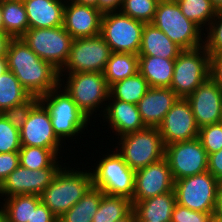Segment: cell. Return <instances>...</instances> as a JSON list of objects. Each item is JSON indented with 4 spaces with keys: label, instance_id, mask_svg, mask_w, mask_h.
Here are the masks:
<instances>
[{
    "label": "cell",
    "instance_id": "f1b7e54d",
    "mask_svg": "<svg viewBox=\"0 0 222 222\" xmlns=\"http://www.w3.org/2000/svg\"><path fill=\"white\" fill-rule=\"evenodd\" d=\"M149 88L150 86L146 79L137 72L135 75L111 85L109 89V98L137 105Z\"/></svg>",
    "mask_w": 222,
    "mask_h": 222
},
{
    "label": "cell",
    "instance_id": "f6af8a7d",
    "mask_svg": "<svg viewBox=\"0 0 222 222\" xmlns=\"http://www.w3.org/2000/svg\"><path fill=\"white\" fill-rule=\"evenodd\" d=\"M122 0H98V10L102 13L120 10Z\"/></svg>",
    "mask_w": 222,
    "mask_h": 222
},
{
    "label": "cell",
    "instance_id": "e0dca14e",
    "mask_svg": "<svg viewBox=\"0 0 222 222\" xmlns=\"http://www.w3.org/2000/svg\"><path fill=\"white\" fill-rule=\"evenodd\" d=\"M21 146H37L59 149L61 140L56 136L51 117L45 106L38 101L30 110L27 121L20 129Z\"/></svg>",
    "mask_w": 222,
    "mask_h": 222
},
{
    "label": "cell",
    "instance_id": "681fc988",
    "mask_svg": "<svg viewBox=\"0 0 222 222\" xmlns=\"http://www.w3.org/2000/svg\"><path fill=\"white\" fill-rule=\"evenodd\" d=\"M8 70V63L6 56H0V75Z\"/></svg>",
    "mask_w": 222,
    "mask_h": 222
},
{
    "label": "cell",
    "instance_id": "603a6c76",
    "mask_svg": "<svg viewBox=\"0 0 222 222\" xmlns=\"http://www.w3.org/2000/svg\"><path fill=\"white\" fill-rule=\"evenodd\" d=\"M182 49L152 23H145L138 56L176 59Z\"/></svg>",
    "mask_w": 222,
    "mask_h": 222
},
{
    "label": "cell",
    "instance_id": "4fadbf2b",
    "mask_svg": "<svg viewBox=\"0 0 222 222\" xmlns=\"http://www.w3.org/2000/svg\"><path fill=\"white\" fill-rule=\"evenodd\" d=\"M164 157L174 181L208 171V155L199 138L166 145Z\"/></svg>",
    "mask_w": 222,
    "mask_h": 222
},
{
    "label": "cell",
    "instance_id": "7402d4cb",
    "mask_svg": "<svg viewBox=\"0 0 222 222\" xmlns=\"http://www.w3.org/2000/svg\"><path fill=\"white\" fill-rule=\"evenodd\" d=\"M108 100L113 102H110L103 110L105 113L103 116L106 118V121H109L108 123L116 131V134L118 132V136L136 132L146 127L136 104L113 98H108Z\"/></svg>",
    "mask_w": 222,
    "mask_h": 222
},
{
    "label": "cell",
    "instance_id": "d6986e66",
    "mask_svg": "<svg viewBox=\"0 0 222 222\" xmlns=\"http://www.w3.org/2000/svg\"><path fill=\"white\" fill-rule=\"evenodd\" d=\"M63 28L73 39L97 36L101 32L103 13L96 7L66 0Z\"/></svg>",
    "mask_w": 222,
    "mask_h": 222
},
{
    "label": "cell",
    "instance_id": "c3c4849f",
    "mask_svg": "<svg viewBox=\"0 0 222 222\" xmlns=\"http://www.w3.org/2000/svg\"><path fill=\"white\" fill-rule=\"evenodd\" d=\"M69 1H72L77 4H81V5L93 6L98 9V0H69Z\"/></svg>",
    "mask_w": 222,
    "mask_h": 222
},
{
    "label": "cell",
    "instance_id": "f5cc1de1",
    "mask_svg": "<svg viewBox=\"0 0 222 222\" xmlns=\"http://www.w3.org/2000/svg\"><path fill=\"white\" fill-rule=\"evenodd\" d=\"M0 30L4 31L3 28V14H2V5L0 3Z\"/></svg>",
    "mask_w": 222,
    "mask_h": 222
},
{
    "label": "cell",
    "instance_id": "7c38bea8",
    "mask_svg": "<svg viewBox=\"0 0 222 222\" xmlns=\"http://www.w3.org/2000/svg\"><path fill=\"white\" fill-rule=\"evenodd\" d=\"M66 75L69 77L63 89L76 102L78 108L90 118L95 109L101 108L99 106L109 98L110 87L103 73L76 72Z\"/></svg>",
    "mask_w": 222,
    "mask_h": 222
},
{
    "label": "cell",
    "instance_id": "9c48e42d",
    "mask_svg": "<svg viewBox=\"0 0 222 222\" xmlns=\"http://www.w3.org/2000/svg\"><path fill=\"white\" fill-rule=\"evenodd\" d=\"M21 38L39 58L58 71L64 68L74 40L63 26L28 29Z\"/></svg>",
    "mask_w": 222,
    "mask_h": 222
},
{
    "label": "cell",
    "instance_id": "f35d334b",
    "mask_svg": "<svg viewBox=\"0 0 222 222\" xmlns=\"http://www.w3.org/2000/svg\"><path fill=\"white\" fill-rule=\"evenodd\" d=\"M39 101V97L31 96L27 101L6 109L3 116L17 129H21L27 121L31 108Z\"/></svg>",
    "mask_w": 222,
    "mask_h": 222
},
{
    "label": "cell",
    "instance_id": "db71d44e",
    "mask_svg": "<svg viewBox=\"0 0 222 222\" xmlns=\"http://www.w3.org/2000/svg\"><path fill=\"white\" fill-rule=\"evenodd\" d=\"M0 222H5V220H4V207L0 208Z\"/></svg>",
    "mask_w": 222,
    "mask_h": 222
},
{
    "label": "cell",
    "instance_id": "11a10c76",
    "mask_svg": "<svg viewBox=\"0 0 222 222\" xmlns=\"http://www.w3.org/2000/svg\"><path fill=\"white\" fill-rule=\"evenodd\" d=\"M136 222H152L150 220H136Z\"/></svg>",
    "mask_w": 222,
    "mask_h": 222
},
{
    "label": "cell",
    "instance_id": "2e32d148",
    "mask_svg": "<svg viewBox=\"0 0 222 222\" xmlns=\"http://www.w3.org/2000/svg\"><path fill=\"white\" fill-rule=\"evenodd\" d=\"M60 168H43L30 170L19 165L0 186L1 196L38 195L50 185Z\"/></svg>",
    "mask_w": 222,
    "mask_h": 222
},
{
    "label": "cell",
    "instance_id": "4dcf8cb0",
    "mask_svg": "<svg viewBox=\"0 0 222 222\" xmlns=\"http://www.w3.org/2000/svg\"><path fill=\"white\" fill-rule=\"evenodd\" d=\"M133 210L132 201L123 196H112L102 192L101 202L92 222H116Z\"/></svg>",
    "mask_w": 222,
    "mask_h": 222
},
{
    "label": "cell",
    "instance_id": "9f6ffc18",
    "mask_svg": "<svg viewBox=\"0 0 222 222\" xmlns=\"http://www.w3.org/2000/svg\"><path fill=\"white\" fill-rule=\"evenodd\" d=\"M212 222H222V221H220V220H214V219H213V221H212Z\"/></svg>",
    "mask_w": 222,
    "mask_h": 222
},
{
    "label": "cell",
    "instance_id": "ffe728a7",
    "mask_svg": "<svg viewBox=\"0 0 222 222\" xmlns=\"http://www.w3.org/2000/svg\"><path fill=\"white\" fill-rule=\"evenodd\" d=\"M178 98L171 88L150 87L137 103L144 125L158 128Z\"/></svg>",
    "mask_w": 222,
    "mask_h": 222
},
{
    "label": "cell",
    "instance_id": "5b68a950",
    "mask_svg": "<svg viewBox=\"0 0 222 222\" xmlns=\"http://www.w3.org/2000/svg\"><path fill=\"white\" fill-rule=\"evenodd\" d=\"M119 141L121 147L116 151L135 171L164 158L165 146L157 127L124 134Z\"/></svg>",
    "mask_w": 222,
    "mask_h": 222
},
{
    "label": "cell",
    "instance_id": "8fae6325",
    "mask_svg": "<svg viewBox=\"0 0 222 222\" xmlns=\"http://www.w3.org/2000/svg\"><path fill=\"white\" fill-rule=\"evenodd\" d=\"M112 54L110 46L99 34L93 37L74 39L68 59L59 71L60 83L62 72H97L103 73L107 61ZM62 74V75H61Z\"/></svg>",
    "mask_w": 222,
    "mask_h": 222
},
{
    "label": "cell",
    "instance_id": "ab89813d",
    "mask_svg": "<svg viewBox=\"0 0 222 222\" xmlns=\"http://www.w3.org/2000/svg\"><path fill=\"white\" fill-rule=\"evenodd\" d=\"M214 213L191 210L176 203L172 212L171 222H212Z\"/></svg>",
    "mask_w": 222,
    "mask_h": 222
},
{
    "label": "cell",
    "instance_id": "cb8c5ba5",
    "mask_svg": "<svg viewBox=\"0 0 222 222\" xmlns=\"http://www.w3.org/2000/svg\"><path fill=\"white\" fill-rule=\"evenodd\" d=\"M175 205L176 195L172 190L171 192L136 202L133 205V210L136 214V220L171 222Z\"/></svg>",
    "mask_w": 222,
    "mask_h": 222
},
{
    "label": "cell",
    "instance_id": "9a60e30c",
    "mask_svg": "<svg viewBox=\"0 0 222 222\" xmlns=\"http://www.w3.org/2000/svg\"><path fill=\"white\" fill-rule=\"evenodd\" d=\"M174 190V179L164 158L135 171L132 205Z\"/></svg>",
    "mask_w": 222,
    "mask_h": 222
},
{
    "label": "cell",
    "instance_id": "ac0fdd59",
    "mask_svg": "<svg viewBox=\"0 0 222 222\" xmlns=\"http://www.w3.org/2000/svg\"><path fill=\"white\" fill-rule=\"evenodd\" d=\"M193 111L195 122L201 127L220 123L222 112V89L209 77L186 97Z\"/></svg>",
    "mask_w": 222,
    "mask_h": 222
},
{
    "label": "cell",
    "instance_id": "f907efd6",
    "mask_svg": "<svg viewBox=\"0 0 222 222\" xmlns=\"http://www.w3.org/2000/svg\"><path fill=\"white\" fill-rule=\"evenodd\" d=\"M116 222H136L135 211L132 210L127 216L123 217L122 219H120Z\"/></svg>",
    "mask_w": 222,
    "mask_h": 222
},
{
    "label": "cell",
    "instance_id": "ee69618b",
    "mask_svg": "<svg viewBox=\"0 0 222 222\" xmlns=\"http://www.w3.org/2000/svg\"><path fill=\"white\" fill-rule=\"evenodd\" d=\"M210 77L222 89V53L210 55Z\"/></svg>",
    "mask_w": 222,
    "mask_h": 222
},
{
    "label": "cell",
    "instance_id": "bcb514c9",
    "mask_svg": "<svg viewBox=\"0 0 222 222\" xmlns=\"http://www.w3.org/2000/svg\"><path fill=\"white\" fill-rule=\"evenodd\" d=\"M214 220L222 221V181L219 183L217 192V204L214 213Z\"/></svg>",
    "mask_w": 222,
    "mask_h": 222
},
{
    "label": "cell",
    "instance_id": "83f0119b",
    "mask_svg": "<svg viewBox=\"0 0 222 222\" xmlns=\"http://www.w3.org/2000/svg\"><path fill=\"white\" fill-rule=\"evenodd\" d=\"M101 198L102 191L92 186L72 208L58 218V222H92Z\"/></svg>",
    "mask_w": 222,
    "mask_h": 222
},
{
    "label": "cell",
    "instance_id": "277c9868",
    "mask_svg": "<svg viewBox=\"0 0 222 222\" xmlns=\"http://www.w3.org/2000/svg\"><path fill=\"white\" fill-rule=\"evenodd\" d=\"M61 87L62 83L47 94L40 96L39 101L50 114L54 133L60 140H63V138L74 137L82 132L87 127L90 118L78 108L65 89H63L64 92L61 90Z\"/></svg>",
    "mask_w": 222,
    "mask_h": 222
},
{
    "label": "cell",
    "instance_id": "836d02e7",
    "mask_svg": "<svg viewBox=\"0 0 222 222\" xmlns=\"http://www.w3.org/2000/svg\"><path fill=\"white\" fill-rule=\"evenodd\" d=\"M177 3L182 14L200 28L208 21V25H210L217 12L210 0H180Z\"/></svg>",
    "mask_w": 222,
    "mask_h": 222
},
{
    "label": "cell",
    "instance_id": "d4e9b609",
    "mask_svg": "<svg viewBox=\"0 0 222 222\" xmlns=\"http://www.w3.org/2000/svg\"><path fill=\"white\" fill-rule=\"evenodd\" d=\"M175 59L155 56H139V73L150 87L170 88Z\"/></svg>",
    "mask_w": 222,
    "mask_h": 222
},
{
    "label": "cell",
    "instance_id": "8992f818",
    "mask_svg": "<svg viewBox=\"0 0 222 222\" xmlns=\"http://www.w3.org/2000/svg\"><path fill=\"white\" fill-rule=\"evenodd\" d=\"M209 77L210 54L205 46L182 50L175 59L170 88L179 98H186Z\"/></svg>",
    "mask_w": 222,
    "mask_h": 222
},
{
    "label": "cell",
    "instance_id": "7bdbcfd3",
    "mask_svg": "<svg viewBox=\"0 0 222 222\" xmlns=\"http://www.w3.org/2000/svg\"><path fill=\"white\" fill-rule=\"evenodd\" d=\"M208 172H210L219 182L222 181V149L216 153L208 155Z\"/></svg>",
    "mask_w": 222,
    "mask_h": 222
},
{
    "label": "cell",
    "instance_id": "b9f144b4",
    "mask_svg": "<svg viewBox=\"0 0 222 222\" xmlns=\"http://www.w3.org/2000/svg\"><path fill=\"white\" fill-rule=\"evenodd\" d=\"M31 222H58L51 210L42 202L32 211Z\"/></svg>",
    "mask_w": 222,
    "mask_h": 222
},
{
    "label": "cell",
    "instance_id": "1f68e13d",
    "mask_svg": "<svg viewBox=\"0 0 222 222\" xmlns=\"http://www.w3.org/2000/svg\"><path fill=\"white\" fill-rule=\"evenodd\" d=\"M59 149H48L37 146H21L19 150L20 165L30 170L43 168H60L57 161ZM57 161V162H56ZM58 163V164H57Z\"/></svg>",
    "mask_w": 222,
    "mask_h": 222
},
{
    "label": "cell",
    "instance_id": "816d5d0a",
    "mask_svg": "<svg viewBox=\"0 0 222 222\" xmlns=\"http://www.w3.org/2000/svg\"><path fill=\"white\" fill-rule=\"evenodd\" d=\"M216 11L222 10V0H210Z\"/></svg>",
    "mask_w": 222,
    "mask_h": 222
},
{
    "label": "cell",
    "instance_id": "484cf974",
    "mask_svg": "<svg viewBox=\"0 0 222 222\" xmlns=\"http://www.w3.org/2000/svg\"><path fill=\"white\" fill-rule=\"evenodd\" d=\"M139 66V56L133 53L112 52L103 71L110 87L114 83L135 75Z\"/></svg>",
    "mask_w": 222,
    "mask_h": 222
},
{
    "label": "cell",
    "instance_id": "5bb4252c",
    "mask_svg": "<svg viewBox=\"0 0 222 222\" xmlns=\"http://www.w3.org/2000/svg\"><path fill=\"white\" fill-rule=\"evenodd\" d=\"M158 130L164 146L198 138L199 128L186 98L176 100L158 126Z\"/></svg>",
    "mask_w": 222,
    "mask_h": 222
},
{
    "label": "cell",
    "instance_id": "f546056e",
    "mask_svg": "<svg viewBox=\"0 0 222 222\" xmlns=\"http://www.w3.org/2000/svg\"><path fill=\"white\" fill-rule=\"evenodd\" d=\"M4 201L5 222H31L32 211L41 203V198L38 195H15Z\"/></svg>",
    "mask_w": 222,
    "mask_h": 222
},
{
    "label": "cell",
    "instance_id": "74e56055",
    "mask_svg": "<svg viewBox=\"0 0 222 222\" xmlns=\"http://www.w3.org/2000/svg\"><path fill=\"white\" fill-rule=\"evenodd\" d=\"M207 32V40L203 44L206 51L210 55L222 53V10L216 12Z\"/></svg>",
    "mask_w": 222,
    "mask_h": 222
},
{
    "label": "cell",
    "instance_id": "3957f363",
    "mask_svg": "<svg viewBox=\"0 0 222 222\" xmlns=\"http://www.w3.org/2000/svg\"><path fill=\"white\" fill-rule=\"evenodd\" d=\"M151 23L182 50L195 49L204 44L202 29L182 14L177 2L160 0Z\"/></svg>",
    "mask_w": 222,
    "mask_h": 222
},
{
    "label": "cell",
    "instance_id": "ba28073f",
    "mask_svg": "<svg viewBox=\"0 0 222 222\" xmlns=\"http://www.w3.org/2000/svg\"><path fill=\"white\" fill-rule=\"evenodd\" d=\"M144 22L135 20L120 11L103 13L100 35L112 52L138 55Z\"/></svg>",
    "mask_w": 222,
    "mask_h": 222
},
{
    "label": "cell",
    "instance_id": "44dd1931",
    "mask_svg": "<svg viewBox=\"0 0 222 222\" xmlns=\"http://www.w3.org/2000/svg\"><path fill=\"white\" fill-rule=\"evenodd\" d=\"M64 1V2H63ZM23 0L29 29L63 26L65 0Z\"/></svg>",
    "mask_w": 222,
    "mask_h": 222
},
{
    "label": "cell",
    "instance_id": "7dc6e473",
    "mask_svg": "<svg viewBox=\"0 0 222 222\" xmlns=\"http://www.w3.org/2000/svg\"><path fill=\"white\" fill-rule=\"evenodd\" d=\"M11 39L5 31L0 30V56H6L8 44Z\"/></svg>",
    "mask_w": 222,
    "mask_h": 222
},
{
    "label": "cell",
    "instance_id": "8d00e7d4",
    "mask_svg": "<svg viewBox=\"0 0 222 222\" xmlns=\"http://www.w3.org/2000/svg\"><path fill=\"white\" fill-rule=\"evenodd\" d=\"M198 138L207 155L220 151L222 149V123L201 127Z\"/></svg>",
    "mask_w": 222,
    "mask_h": 222
},
{
    "label": "cell",
    "instance_id": "4316f807",
    "mask_svg": "<svg viewBox=\"0 0 222 222\" xmlns=\"http://www.w3.org/2000/svg\"><path fill=\"white\" fill-rule=\"evenodd\" d=\"M3 28L11 38H21L29 29L27 13L21 0H0Z\"/></svg>",
    "mask_w": 222,
    "mask_h": 222
},
{
    "label": "cell",
    "instance_id": "60d3db41",
    "mask_svg": "<svg viewBox=\"0 0 222 222\" xmlns=\"http://www.w3.org/2000/svg\"><path fill=\"white\" fill-rule=\"evenodd\" d=\"M19 165V152L0 153V186Z\"/></svg>",
    "mask_w": 222,
    "mask_h": 222
},
{
    "label": "cell",
    "instance_id": "d590c367",
    "mask_svg": "<svg viewBox=\"0 0 222 222\" xmlns=\"http://www.w3.org/2000/svg\"><path fill=\"white\" fill-rule=\"evenodd\" d=\"M20 149V130L0 113V153L19 152Z\"/></svg>",
    "mask_w": 222,
    "mask_h": 222
},
{
    "label": "cell",
    "instance_id": "30bf717a",
    "mask_svg": "<svg viewBox=\"0 0 222 222\" xmlns=\"http://www.w3.org/2000/svg\"><path fill=\"white\" fill-rule=\"evenodd\" d=\"M219 183L208 171L175 180L176 203L195 211L215 212Z\"/></svg>",
    "mask_w": 222,
    "mask_h": 222
},
{
    "label": "cell",
    "instance_id": "e575fe53",
    "mask_svg": "<svg viewBox=\"0 0 222 222\" xmlns=\"http://www.w3.org/2000/svg\"><path fill=\"white\" fill-rule=\"evenodd\" d=\"M160 0H122L120 12L144 23H151Z\"/></svg>",
    "mask_w": 222,
    "mask_h": 222
},
{
    "label": "cell",
    "instance_id": "52a82bcc",
    "mask_svg": "<svg viewBox=\"0 0 222 222\" xmlns=\"http://www.w3.org/2000/svg\"><path fill=\"white\" fill-rule=\"evenodd\" d=\"M135 170L116 151L103 157L92 172L93 187L104 194L123 196L130 200L134 193Z\"/></svg>",
    "mask_w": 222,
    "mask_h": 222
},
{
    "label": "cell",
    "instance_id": "6da1fadb",
    "mask_svg": "<svg viewBox=\"0 0 222 222\" xmlns=\"http://www.w3.org/2000/svg\"><path fill=\"white\" fill-rule=\"evenodd\" d=\"M8 70L31 96L40 97L60 85L59 71L39 58L22 38H12L6 53Z\"/></svg>",
    "mask_w": 222,
    "mask_h": 222
},
{
    "label": "cell",
    "instance_id": "d6a6232c",
    "mask_svg": "<svg viewBox=\"0 0 222 222\" xmlns=\"http://www.w3.org/2000/svg\"><path fill=\"white\" fill-rule=\"evenodd\" d=\"M30 97V93L10 70L0 75V113L27 101Z\"/></svg>",
    "mask_w": 222,
    "mask_h": 222
},
{
    "label": "cell",
    "instance_id": "7a4b0ae2",
    "mask_svg": "<svg viewBox=\"0 0 222 222\" xmlns=\"http://www.w3.org/2000/svg\"><path fill=\"white\" fill-rule=\"evenodd\" d=\"M66 169L60 167L50 185L40 195L41 202L58 218L93 186L91 172Z\"/></svg>",
    "mask_w": 222,
    "mask_h": 222
}]
</instances>
